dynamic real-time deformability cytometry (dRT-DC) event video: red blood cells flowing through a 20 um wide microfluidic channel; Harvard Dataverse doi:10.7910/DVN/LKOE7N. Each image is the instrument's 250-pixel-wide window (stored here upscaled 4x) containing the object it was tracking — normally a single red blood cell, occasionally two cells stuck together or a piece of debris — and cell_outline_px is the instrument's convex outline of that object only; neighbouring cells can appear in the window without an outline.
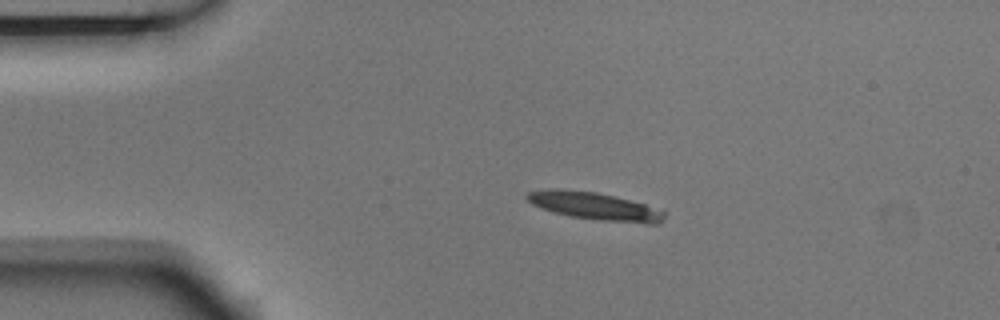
{"species": "Egyptian fruit bat (a non-hibernating species)", "species_latin": "Rousettus aegyptiacus", "temperature_condition": "room temperature", "stored_images_in_passage": 6, "camera_frame_rate_fps": 3000, "um_per_image_px": 0.085, "animal": {"sex": "male"}, "frame": {"image": 1, "passage_image": 3, "time_ms": 0.667, "image_size_px": [1000, 320], "cell_outline_px": [[664, 220], [660, 224], [648, 224], [600, 220], [572, 216], [556, 212], [532, 204], [524, 196], [528, 192], [548, 188], [556, 188], [596, 192], [644, 204], [664, 212]], "centroid_in_image_um": [50.55, 17.52], "position_along_channel_um": 34.5, "area_um2": 21.73}}